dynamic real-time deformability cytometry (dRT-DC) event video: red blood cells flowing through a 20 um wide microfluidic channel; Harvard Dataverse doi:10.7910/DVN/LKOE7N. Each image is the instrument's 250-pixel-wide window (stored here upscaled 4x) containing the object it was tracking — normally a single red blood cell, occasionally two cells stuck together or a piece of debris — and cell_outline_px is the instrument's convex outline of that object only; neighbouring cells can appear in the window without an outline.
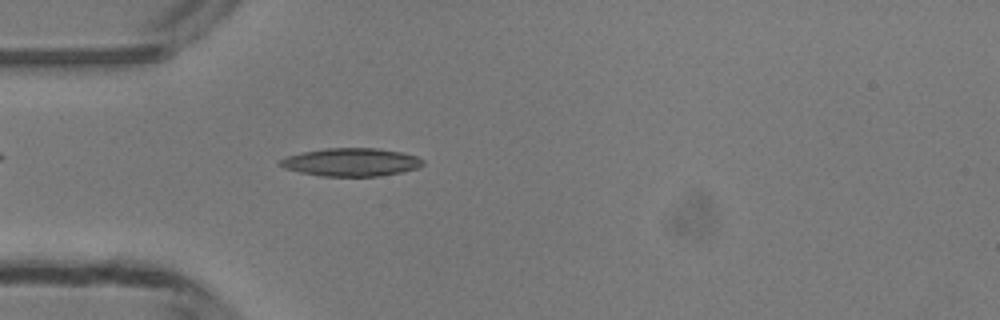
{"species": "common noctule bat (a hibernating species)", "species_latin": "Nyctalus noctula", "temperature_condition": "room temperature", "stored_images_in_passage": 47, "camera_frame_rate_fps": 3000, "um_per_image_px": 0.085, "animal": {"sex": "male", "body_mass_g": 13.3}, "frame": {"image": 1, "passage_image": 13, "time_ms": 4.0, "image_size_px": [1000, 320], "cell_outline_px": [[424, 164], [416, 168], [400, 172], [380, 176], [320, 176], [300, 172], [284, 168], [280, 164], [280, 160], [288, 156], [304, 152], [328, 148], [376, 148], [400, 152], [416, 156], [424, 160]], "centroid_in_image_um": [29.86, 13.78], "position_along_channel_um": 55.1, "area_um2": 23.06}}
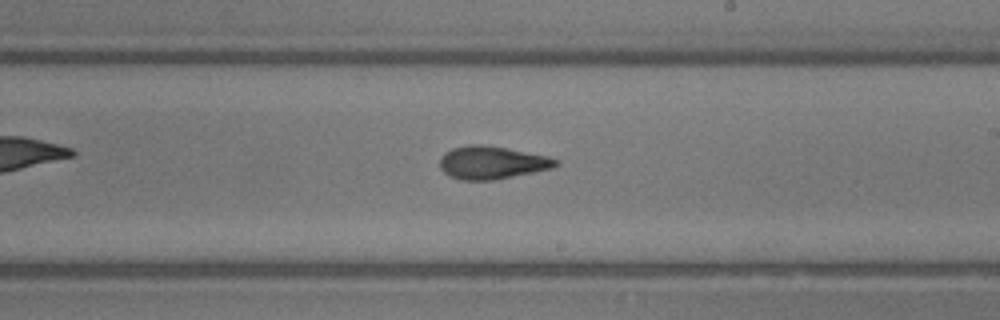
{"frame": {"image": 2, "passage_image": 27, "time_ms": 8.667, "image_size_px": [1000, 320], "cell_outline_px": [[560, 164], [552, 168], [492, 180], [460, 180], [448, 176], [440, 168], [440, 156], [444, 152], [452, 148], [468, 144], [480, 144], [504, 148], [548, 156], [556, 160]], "centroid_in_image_um": [41.75, 13.82], "position_along_channel_um": 247.3, "area_um2": 22.08}}
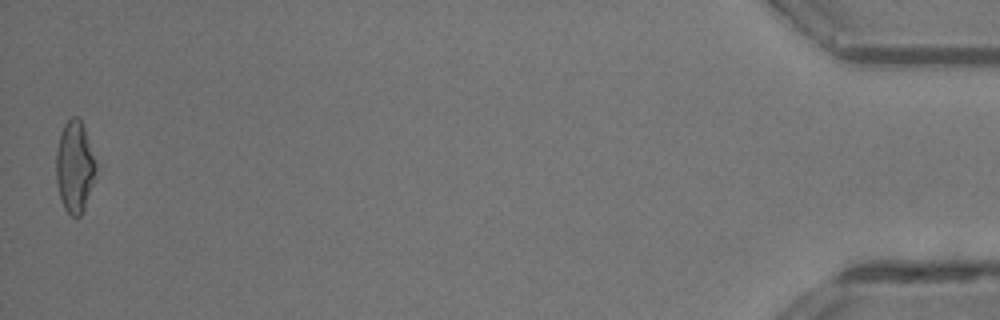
{"frame": {"image": 3, "passage_image": 47, "time_ms": 15.333, "image_size_px": [1000, 320], "cell_outline_px": [[96, 168], [92, 184], [84, 208], [80, 216], [72, 216], [64, 208], [60, 200], [56, 180], [56, 152], [60, 132], [64, 124], [72, 116], [76, 116], [80, 120], [84, 128], [96, 164]], "centroid_in_image_um": [6.31, 14.17], "position_along_channel_um": 428.9, "area_um2": 20.92}, "authors_computed_cell_mechanics": {"area_um2": 21.9062, "velocity_mm_per_s": 4.2178, "shape_relaxation_time_tau1_ms": 5.7281, "shape_relaxation_time_tau2_ms": 2.4694, "deformation_change_tau1": 0.1994, "deformation_change_tau2": 0.0963}}